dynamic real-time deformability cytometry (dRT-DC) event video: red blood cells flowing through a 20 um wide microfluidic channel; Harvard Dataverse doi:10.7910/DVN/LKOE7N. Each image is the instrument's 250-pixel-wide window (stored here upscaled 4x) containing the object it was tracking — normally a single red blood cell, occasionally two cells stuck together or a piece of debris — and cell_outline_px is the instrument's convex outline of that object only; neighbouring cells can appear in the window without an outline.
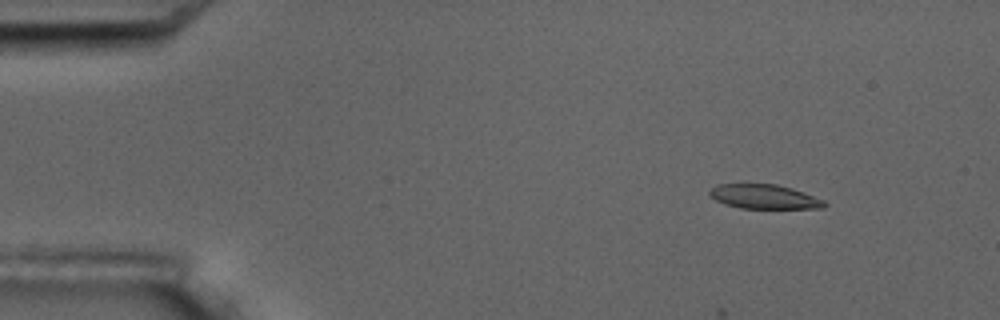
{"species": "common noctule bat (a hibernating species)", "species_latin": "Nyctalus noctula", "temperature_condition": "room temperature", "stored_images_in_passage": 6, "camera_frame_rate_fps": 3000, "um_per_image_px": 0.085, "animal": {"sex": "male", "body_mass_g": 17.5, "forearm_length_mm": 52.3}, "frame": {"image": 1, "passage_image": 2, "time_ms": 1.0, "image_size_px": [1000, 320], "cell_outline_px": [[828, 204], [824, 208], [740, 208], [724, 204], [716, 200], [708, 192], [716, 184], [740, 180], [776, 184], [792, 188], [804, 192], [824, 200]], "centroid_in_image_um": [64.89, 16.66], "position_along_channel_um": 20.1, "area_um2": 17.11}}
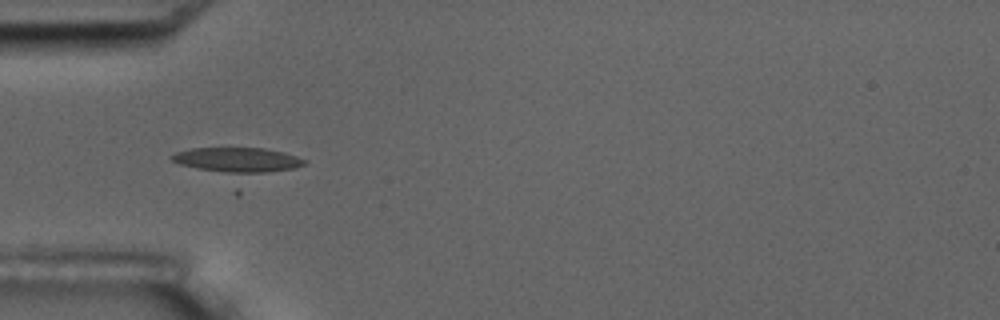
{"frame": {"image": 2, "passage_image": 5, "time_ms": 4.667, "image_size_px": [1000, 320], "cell_outline_px": [[308, 160], [304, 164], [240, 196], [236, 196], [172, 160], [168, 156], [176, 152], [192, 148], [264, 148], [284, 152]], "centroid_in_image_um": [20.2, 14.13], "position_along_channel_um": 64.8, "area_um2": 28.5}}